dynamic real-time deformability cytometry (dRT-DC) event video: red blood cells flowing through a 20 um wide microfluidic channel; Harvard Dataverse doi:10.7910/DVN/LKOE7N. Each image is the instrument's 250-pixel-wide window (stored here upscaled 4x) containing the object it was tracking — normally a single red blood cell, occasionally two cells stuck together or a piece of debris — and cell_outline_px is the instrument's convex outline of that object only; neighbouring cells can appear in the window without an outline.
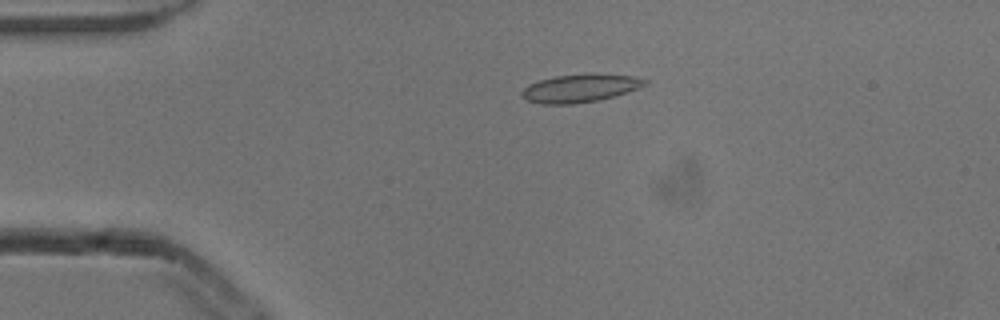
{"species": "common noctule bat (a hibernating species)", "species_latin": "Nyctalus noctula", "temperature_condition": "cold", "stored_images_in_passage": 4, "camera_frame_rate_fps": 3000, "um_per_image_px": 0.085, "animal": {"sex": "male", "body_mass_g": 13.3}, "frame": {"image": 1, "passage_image": 4, "time_ms": 1.0, "image_size_px": [1000, 320], "cell_outline_px": [[648, 84], [628, 92], [596, 100], [572, 104], [540, 104], [528, 100], [520, 92], [528, 84], [540, 80], [556, 76], [588, 72], [592, 72], [632, 76], [648, 80]], "centroid_in_image_um": [49.33, 7.47], "position_along_channel_um": 35.7, "area_um2": 20.23}}